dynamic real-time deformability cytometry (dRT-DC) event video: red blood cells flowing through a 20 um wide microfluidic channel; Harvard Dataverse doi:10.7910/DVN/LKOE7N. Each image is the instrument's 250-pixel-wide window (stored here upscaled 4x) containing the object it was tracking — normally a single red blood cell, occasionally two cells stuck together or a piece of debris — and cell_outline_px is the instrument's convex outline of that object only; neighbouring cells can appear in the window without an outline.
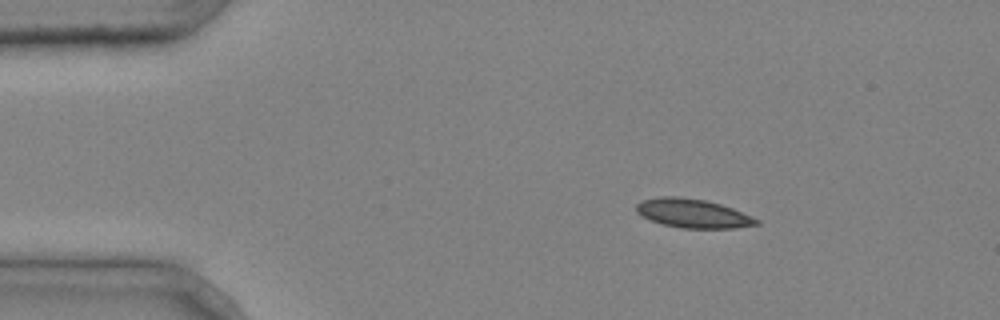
{"species": "common noctule bat (a hibernating species)", "species_latin": "Nyctalus noctula", "temperature_condition": "cold", "stored_images_in_passage": 4, "camera_frame_rate_fps": 3000, "um_per_image_px": 0.085, "animal": {"sex": "male", "body_mass_g": 20.4}, "frame": {"image": 1, "passage_image": 2, "time_ms": 0.333, "image_size_px": [1000, 320], "cell_outline_px": [[760, 224], [736, 228], [680, 228], [664, 224], [652, 220], [636, 212], [636, 204], [640, 200], [660, 196], [676, 196], [704, 200], [720, 204], [732, 208], [752, 216], [760, 220]], "centroid_in_image_um": [58.91, 18.13], "position_along_channel_um": 26.1, "area_um2": 20.17}}